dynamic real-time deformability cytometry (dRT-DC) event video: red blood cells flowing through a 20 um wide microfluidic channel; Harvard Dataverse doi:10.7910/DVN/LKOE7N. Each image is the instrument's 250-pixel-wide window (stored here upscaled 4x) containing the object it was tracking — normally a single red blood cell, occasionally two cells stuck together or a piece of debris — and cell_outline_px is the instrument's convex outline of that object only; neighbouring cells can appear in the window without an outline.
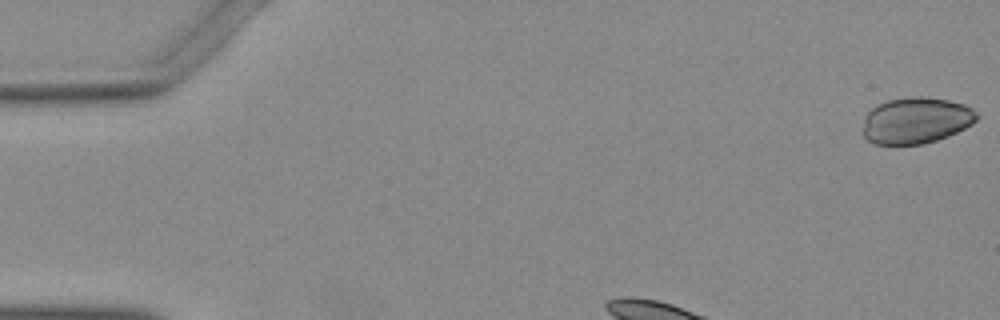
{"species": "Egyptian fruit bat (a non-hibernating species)", "species_latin": "Rousettus aegyptiacus", "temperature_condition": "warm", "stored_images_in_passage": 8, "camera_frame_rate_fps": 3000, "um_per_image_px": 0.085, "animal": {"sex": "female"}, "frame": {"image": 1, "passage_image": 1, "time_ms": 0.0, "image_size_px": [1000, 320], "cell_outline_px": [[980, 116], [972, 124], [948, 136], [924, 144], [876, 144], [868, 140], [864, 136], [864, 116], [872, 108], [888, 100], [912, 96], [924, 96], [948, 100], [964, 104], [972, 108]], "centroid_in_image_um": [77.88, 10.23], "position_along_channel_um": 7.1, "area_um2": 30.69}}